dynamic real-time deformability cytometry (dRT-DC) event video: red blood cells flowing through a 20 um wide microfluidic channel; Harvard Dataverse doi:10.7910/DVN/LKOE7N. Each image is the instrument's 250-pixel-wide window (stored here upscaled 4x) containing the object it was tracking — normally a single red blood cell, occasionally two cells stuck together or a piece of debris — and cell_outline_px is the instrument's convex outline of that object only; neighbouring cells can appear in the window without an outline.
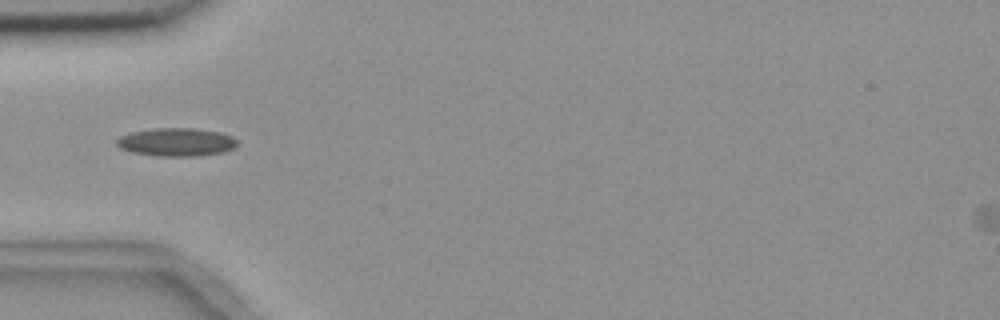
{"species": "common noctule bat (a hibernating species)", "species_latin": "Nyctalus noctula", "temperature_condition": "room temperature", "stored_images_in_passage": 4, "camera_frame_rate_fps": 3000, "um_per_image_px": 0.085, "animal": {"sex": "female", "body_mass_g": 18.4}, "frame": {"image": 1, "passage_image": 3, "time_ms": 2.333, "image_size_px": [1000, 320], "cell_outline_px": [[236, 144], [232, 148], [224, 152], [196, 156], [156, 156], [132, 152], [120, 148], [116, 144], [116, 140], [120, 136], [132, 132], [156, 128], [196, 128], [220, 132], [232, 136], [236, 140]], "centroid_in_image_um": [14.98, 12.07], "position_along_channel_um": 70.0, "area_um2": 19.77}}